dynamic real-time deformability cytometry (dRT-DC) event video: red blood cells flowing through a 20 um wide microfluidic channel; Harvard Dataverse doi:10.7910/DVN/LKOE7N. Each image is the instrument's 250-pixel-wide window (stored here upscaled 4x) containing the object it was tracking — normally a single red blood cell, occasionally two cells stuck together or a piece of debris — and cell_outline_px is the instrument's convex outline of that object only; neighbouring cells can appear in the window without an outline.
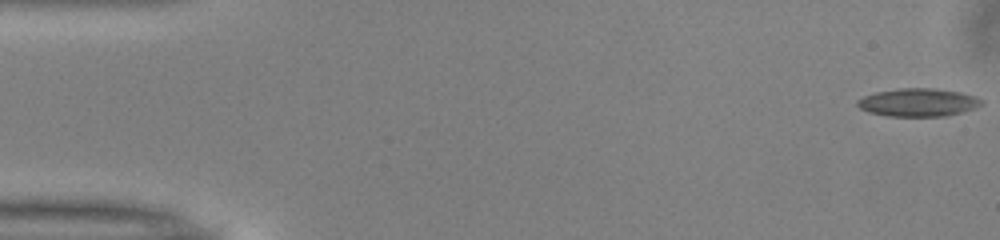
{"species": "common noctule bat (a hibernating species)", "species_latin": "Nyctalus noctula", "temperature_condition": "warm", "stored_images_in_passage": 12, "camera_frame_rate_fps": 3000, "um_per_image_px": 0.085, "animal": {"sex": "male", "body_mass_g": 13.0, "forearm_length_mm": 53.1}, "frame": {"image": 1, "passage_image": 1, "time_ms": 0.0, "image_size_px": [1000, 240], "cell_outline_px": [[984, 104], [976, 108], [944, 116], [888, 116], [868, 112], [860, 108], [856, 104], [856, 100], [864, 96], [876, 92], [900, 88], [932, 88], [960, 92], [976, 96], [984, 100]], "centroid_in_image_um": [78.06, 8.7], "position_along_channel_um": 6.9, "area_um2": 20.35}}